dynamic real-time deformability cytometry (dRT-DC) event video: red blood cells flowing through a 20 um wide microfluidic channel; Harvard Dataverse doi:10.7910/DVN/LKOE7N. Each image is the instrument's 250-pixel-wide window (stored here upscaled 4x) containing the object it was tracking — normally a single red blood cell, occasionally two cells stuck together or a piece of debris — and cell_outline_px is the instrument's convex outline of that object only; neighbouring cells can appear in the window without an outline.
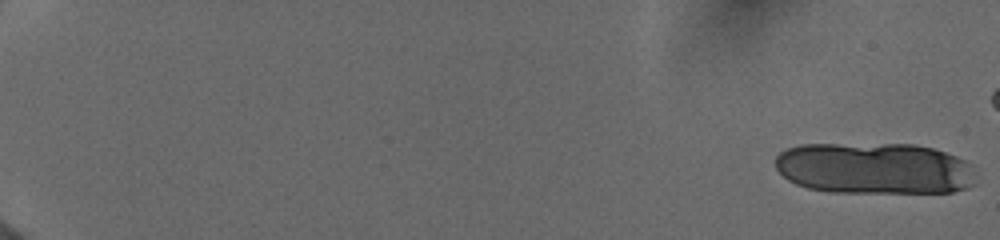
{"species": "human", "species_latin": "Homo sapiens", "temperature_condition": "cold", "stored_images_in_passage": 36, "camera_frame_rate_fps": 3000, "um_per_image_px": 0.085, "donor": {"sex": "female"}, "frame": {"image": 1, "passage_image": 1, "time_ms": 0.0, "image_size_px": [1000, 240], "cell_outline_px": [[976, 184], [968, 188], [952, 192], [832, 192], [808, 188], [796, 184], [788, 180], [776, 168], [776, 156], [784, 148], [800, 144], [912, 144], [932, 148], [956, 156], [964, 160], [976, 172]], "centroid_in_image_um": [74.33, 14.31], "position_along_channel_um": 10.7, "area_um2": 60.69}}
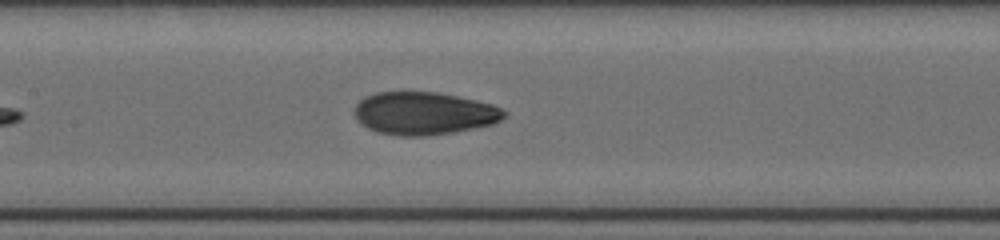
{"frame": {"image": 2, "passage_image": 18, "time_ms": 10.0, "image_size_px": [1000, 240], "cell_outline_px": [[508, 116], [492, 124], [452, 132], [428, 136], [396, 136], [376, 132], [368, 128], [356, 120], [352, 112], [356, 104], [360, 100], [376, 92], [436, 92], [456, 96], [492, 104], [508, 112]], "centroid_in_image_um": [36.01, 9.64], "position_along_channel_um": 171.4, "area_um2": 37.4}}
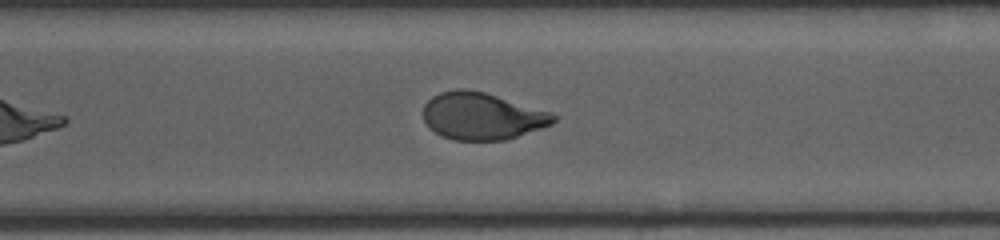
{"frame": {"image": 3, "passage_image": 28, "time_ms": 14.0, "image_size_px": [1000, 240], "cell_outline_px": [[556, 120], [552, 124], [504, 140], [452, 140], [440, 136], [428, 128], [424, 120], [424, 104], [432, 96], [440, 92], [456, 88], [468, 88], [484, 92], [552, 112], [556, 116]], "centroid_in_image_um": [40.93, 9.86], "position_along_channel_um": 329.7, "area_um2": 35.84}}